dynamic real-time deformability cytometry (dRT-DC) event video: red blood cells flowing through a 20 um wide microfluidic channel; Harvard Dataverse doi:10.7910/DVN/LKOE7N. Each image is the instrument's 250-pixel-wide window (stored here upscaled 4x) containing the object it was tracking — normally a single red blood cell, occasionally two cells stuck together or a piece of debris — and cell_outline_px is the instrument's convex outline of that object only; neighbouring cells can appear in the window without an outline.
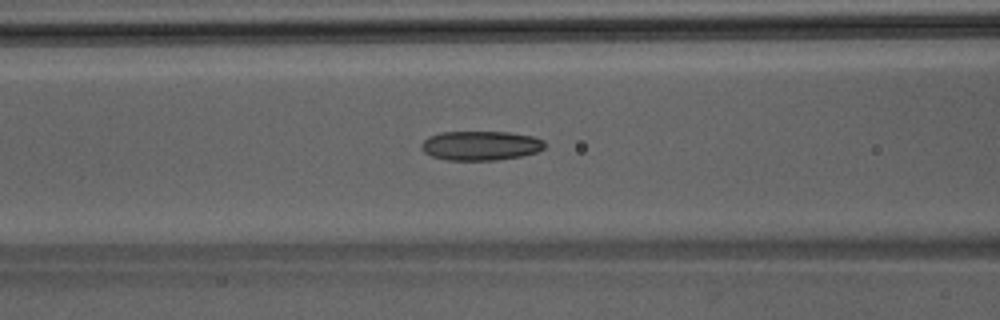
{"species": "Egyptian fruit bat (a non-hibernating species)", "species_latin": "Rousettus aegyptiacus", "temperature_condition": "room temperature", "stored_images_in_passage": 43, "camera_frame_rate_fps": 3000, "um_per_image_px": 0.085, "animal": {"sex": "male"}, "frame": {"image": 1, "passage_image": 19, "time_ms": 6.0, "image_size_px": [1000, 320], "cell_outline_px": [[544, 148], [536, 152], [520, 156], [496, 160], [448, 160], [432, 156], [424, 152], [420, 148], [420, 144], [428, 136], [440, 132], [508, 132], [532, 136], [544, 140]], "centroid_in_image_um": [40.82, 12.37], "position_along_channel_um": 125.8, "area_um2": 21.1}}
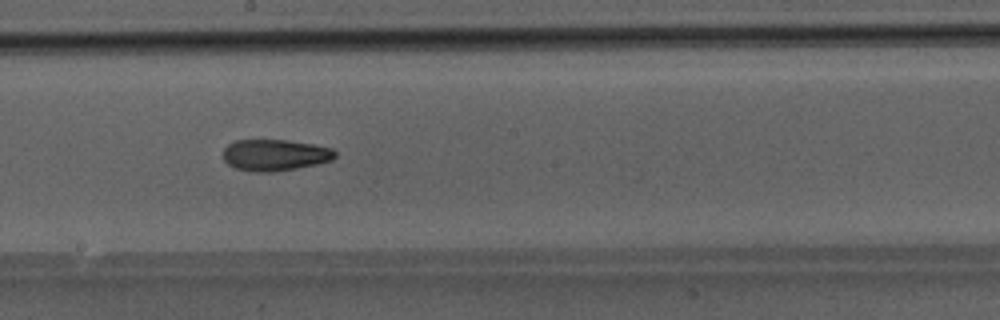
{"frame": {"image": 2, "passage_image": 26, "time_ms": 8.333, "image_size_px": [1000, 320], "cell_outline_px": [[336, 156], [332, 160], [316, 164], [296, 168], [272, 172], [256, 172], [236, 168], [228, 164], [224, 160], [224, 148], [228, 144], [236, 140], [284, 140], [312, 144], [332, 148], [336, 152]], "centroid_in_image_um": [23.37, 13.18], "position_along_channel_um": 224.8, "area_um2": 20.35}}
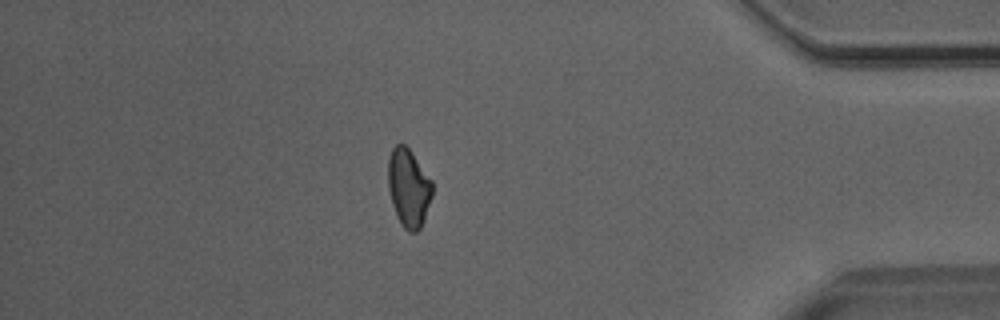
{"frame": {"image": 3, "passage_image": 41, "time_ms": 13.333, "image_size_px": [1000, 320], "cell_outline_px": [[432, 196], [424, 220], [420, 228], [416, 232], [408, 232], [400, 224], [396, 216], [392, 204], [388, 188], [388, 160], [392, 148], [396, 144], [404, 144], [412, 152], [432, 180]], "centroid_in_image_um": [34.72, 15.97], "position_along_channel_um": 400.5, "area_um2": 20.29}}